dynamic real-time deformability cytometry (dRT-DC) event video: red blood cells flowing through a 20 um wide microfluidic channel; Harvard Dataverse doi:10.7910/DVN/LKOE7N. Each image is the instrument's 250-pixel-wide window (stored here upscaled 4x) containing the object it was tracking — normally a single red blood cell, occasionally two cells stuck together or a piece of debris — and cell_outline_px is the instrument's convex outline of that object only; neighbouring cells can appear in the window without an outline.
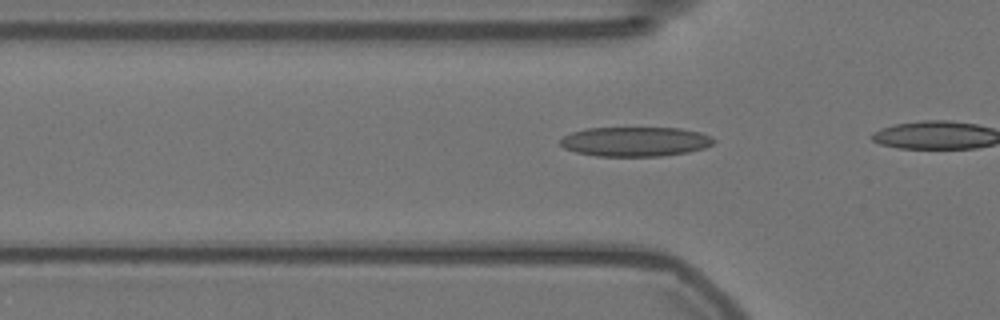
{"species": "Egyptian fruit bat (a non-hibernating species)", "species_latin": "Rousettus aegyptiacus", "temperature_condition": "warm", "stored_images_in_passage": 9, "camera_frame_rate_fps": 3000, "um_per_image_px": 0.085, "animal": {"sex": "female"}, "frame": {"image": 1, "passage_image": 4, "time_ms": 1.0, "image_size_px": [1000, 320], "cell_outline_px": [[716, 140], [712, 144], [704, 148], [688, 152], [660, 156], [596, 156], [576, 152], [564, 148], [560, 144], [560, 140], [564, 136], [572, 132], [584, 128], [680, 128], [700, 132], [712, 136]], "centroid_in_image_um": [54.0, 12.03], "position_along_channel_um": 71.8, "area_um2": 26.47}}
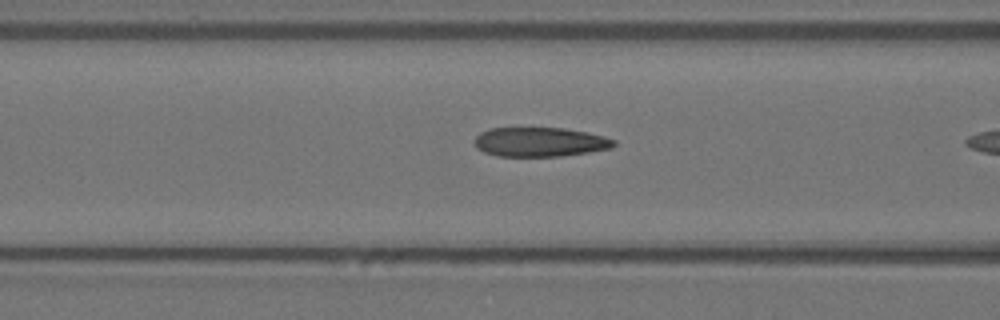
{"frame": {"image": 2, "passage_image": 8, "time_ms": 2.333, "image_size_px": [1000, 320], "cell_outline_px": [[616, 144], [612, 148], [588, 152], [560, 156], [496, 156], [484, 152], [476, 148], [472, 140], [480, 132], [488, 128], [564, 128], [604, 136], [616, 140]], "centroid_in_image_um": [45.85, 12.07], "position_along_channel_um": 120.8, "area_um2": 23.93}}